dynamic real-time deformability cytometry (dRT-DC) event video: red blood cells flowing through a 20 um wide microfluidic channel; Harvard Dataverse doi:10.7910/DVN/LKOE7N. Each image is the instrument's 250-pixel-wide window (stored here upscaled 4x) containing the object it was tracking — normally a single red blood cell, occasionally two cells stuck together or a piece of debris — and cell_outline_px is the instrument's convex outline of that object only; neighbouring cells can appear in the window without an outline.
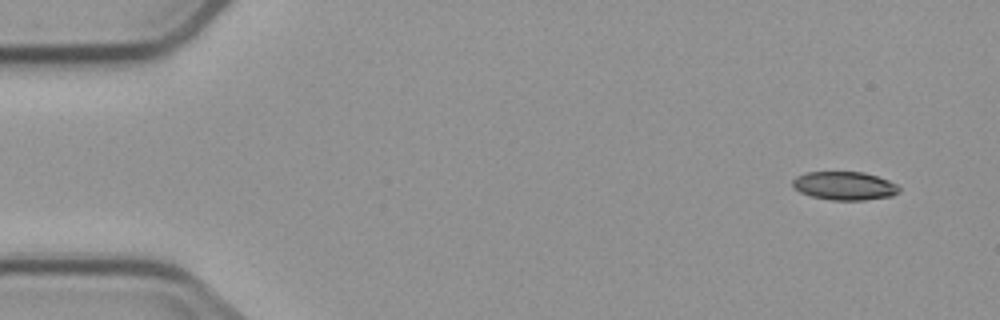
{"species": "common noctule bat (a hibernating species)", "species_latin": "Nyctalus noctula", "temperature_condition": "cold", "stored_images_in_passage": 6, "camera_frame_rate_fps": 3000, "um_per_image_px": 0.085, "animal": {"sex": "male", "body_mass_g": 23.1, "forearm_length_mm": 52.7}, "frame": {"image": 1, "passage_image": 1, "time_ms": 0.0, "image_size_px": [1000, 320], "cell_outline_px": [[900, 192], [892, 196], [864, 200], [832, 200], [812, 196], [800, 192], [792, 184], [792, 180], [796, 176], [804, 172], [864, 172], [888, 180], [896, 184], [900, 188]], "centroid_in_image_um": [71.79, 15.79], "position_along_channel_um": 13.2, "area_um2": 17.63}}
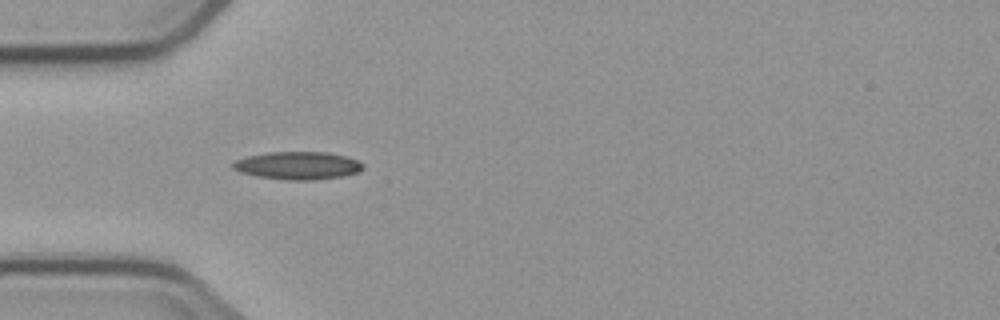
{"frame": {"image": 2, "passage_image": 5, "time_ms": 4.333, "image_size_px": [1000, 320], "cell_outline_px": [[364, 168], [360, 172], [340, 176], [312, 180], [288, 180], [256, 176], [240, 172], [232, 168], [232, 164], [236, 160], [248, 156], [268, 152], [328, 152], [344, 156], [356, 160], [364, 164]], "centroid_in_image_um": [25.31, 14.07], "position_along_channel_um": 59.7, "area_um2": 20.98}}
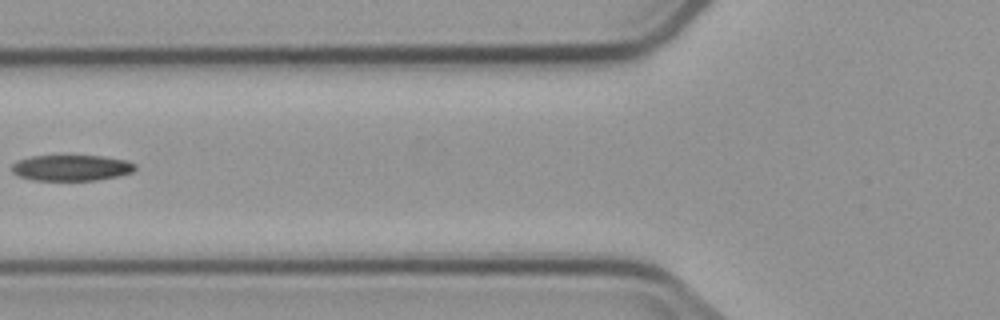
{"frame": {"image": 3, "passage_image": 6, "time_ms": 6.0, "image_size_px": [1000, 320], "cell_outline_px": [[136, 168], [132, 172], [116, 176], [96, 180], [32, 180], [20, 176], [12, 172], [12, 164], [20, 160], [32, 156], [104, 156], [128, 160], [136, 164]], "centroid_in_image_um": [6.1, 14.26], "position_along_channel_um": 119.7, "area_um2": 18.5}}